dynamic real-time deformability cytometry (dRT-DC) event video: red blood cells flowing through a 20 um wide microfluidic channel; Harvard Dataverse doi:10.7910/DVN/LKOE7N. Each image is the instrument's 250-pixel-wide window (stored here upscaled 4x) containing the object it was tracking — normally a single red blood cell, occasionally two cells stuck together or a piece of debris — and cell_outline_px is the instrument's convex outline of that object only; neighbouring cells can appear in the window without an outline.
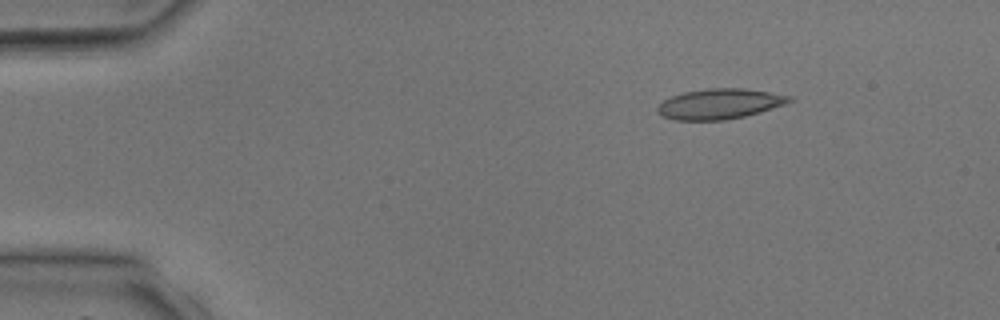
{"species": "common noctule bat (a hibernating species)", "species_latin": "Nyctalus noctula", "temperature_condition": "room temperature", "stored_images_in_passage": 3, "camera_frame_rate_fps": 3000, "um_per_image_px": 0.085, "animal": {"sex": "male", "body_mass_g": 17.9, "forearm_length_mm": 54.2}, "frame": {"image": 1, "passage_image": 2, "time_ms": 1.0, "image_size_px": [1000, 320], "cell_outline_px": [[796, 100], [760, 112], [744, 116], [724, 120], [676, 120], [664, 116], [656, 112], [656, 108], [664, 100], [672, 96], [684, 92], [708, 88], [744, 88], [792, 96]], "centroid_in_image_um": [61.18, 8.82], "position_along_channel_um": 23.8, "area_um2": 23.18}}
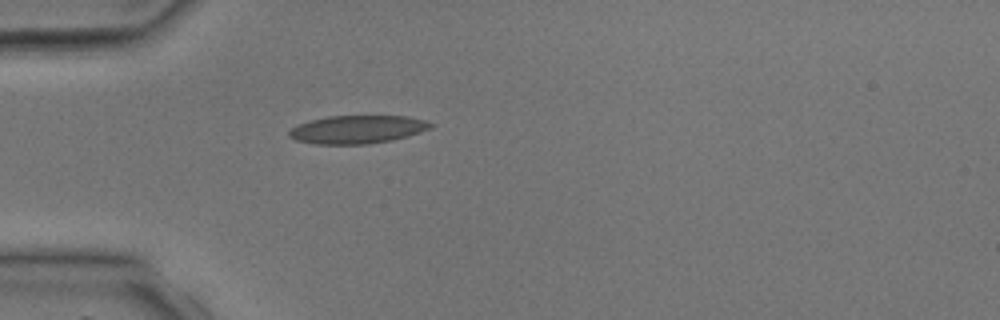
{"frame": {"image": 2, "passage_image": 3, "time_ms": 3.0, "image_size_px": [1000, 320], "cell_outline_px": [[436, 124], [432, 128], [408, 136], [392, 140], [368, 144], [316, 144], [296, 140], [288, 136], [288, 132], [292, 128], [300, 124], [312, 120], [328, 116], [408, 116], [424, 120]], "centroid_in_image_um": [30.42, 11.0], "position_along_channel_um": 54.6, "area_um2": 23.18}}